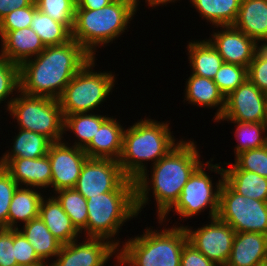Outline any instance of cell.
<instances>
[{"label": "cell", "instance_id": "1", "mask_svg": "<svg viewBox=\"0 0 267 266\" xmlns=\"http://www.w3.org/2000/svg\"><path fill=\"white\" fill-rule=\"evenodd\" d=\"M184 139L180 138L176 146L149 167L150 171L147 169L135 180L136 207L140 216L146 205L151 204L149 197L152 196L156 204L154 213L160 220L175 205L190 176L204 162L197 142Z\"/></svg>", "mask_w": 267, "mask_h": 266}, {"label": "cell", "instance_id": "2", "mask_svg": "<svg viewBox=\"0 0 267 266\" xmlns=\"http://www.w3.org/2000/svg\"><path fill=\"white\" fill-rule=\"evenodd\" d=\"M92 56L74 39L46 47L19 65L20 91L59 99L66 85Z\"/></svg>", "mask_w": 267, "mask_h": 266}, {"label": "cell", "instance_id": "3", "mask_svg": "<svg viewBox=\"0 0 267 266\" xmlns=\"http://www.w3.org/2000/svg\"><path fill=\"white\" fill-rule=\"evenodd\" d=\"M168 122L145 117L128 128L124 126L118 162L127 178L135 181L148 169V162L151 161L150 166L154 165L180 142L175 139Z\"/></svg>", "mask_w": 267, "mask_h": 266}, {"label": "cell", "instance_id": "4", "mask_svg": "<svg viewBox=\"0 0 267 266\" xmlns=\"http://www.w3.org/2000/svg\"><path fill=\"white\" fill-rule=\"evenodd\" d=\"M156 223L163 228L146 227L143 234L125 239L118 249V266H180L188 242L183 224L177 221L167 227L168 223L160 220Z\"/></svg>", "mask_w": 267, "mask_h": 266}, {"label": "cell", "instance_id": "5", "mask_svg": "<svg viewBox=\"0 0 267 266\" xmlns=\"http://www.w3.org/2000/svg\"><path fill=\"white\" fill-rule=\"evenodd\" d=\"M135 15L133 0H114L98 10L75 9L71 38L96 58L98 48L109 46L129 31Z\"/></svg>", "mask_w": 267, "mask_h": 266}, {"label": "cell", "instance_id": "6", "mask_svg": "<svg viewBox=\"0 0 267 266\" xmlns=\"http://www.w3.org/2000/svg\"><path fill=\"white\" fill-rule=\"evenodd\" d=\"M87 211V237L107 239L119 248L122 226L139 216L135 181L127 178L115 191L90 197Z\"/></svg>", "mask_w": 267, "mask_h": 266}, {"label": "cell", "instance_id": "7", "mask_svg": "<svg viewBox=\"0 0 267 266\" xmlns=\"http://www.w3.org/2000/svg\"><path fill=\"white\" fill-rule=\"evenodd\" d=\"M215 157L203 162L190 176L183 187L180 197L175 205L160 219L161 222L169 223L170 212L180 216L179 219L187 221L202 212L208 211V218H215L218 214L220 190L224 182L222 162L213 164ZM206 169L208 172H205ZM210 172L220 175L216 183H213ZM215 184V185H214ZM208 207V208H207ZM185 218V219H184ZM167 219V220H166Z\"/></svg>", "mask_w": 267, "mask_h": 266}, {"label": "cell", "instance_id": "8", "mask_svg": "<svg viewBox=\"0 0 267 266\" xmlns=\"http://www.w3.org/2000/svg\"><path fill=\"white\" fill-rule=\"evenodd\" d=\"M96 60L97 57H92L74 75L58 99L64 117L75 113L100 111L98 107L103 106L108 96L113 94L117 82L115 71L95 70Z\"/></svg>", "mask_w": 267, "mask_h": 266}, {"label": "cell", "instance_id": "9", "mask_svg": "<svg viewBox=\"0 0 267 266\" xmlns=\"http://www.w3.org/2000/svg\"><path fill=\"white\" fill-rule=\"evenodd\" d=\"M7 112L17 126L60 142L64 138V116L58 99L18 92Z\"/></svg>", "mask_w": 267, "mask_h": 266}, {"label": "cell", "instance_id": "10", "mask_svg": "<svg viewBox=\"0 0 267 266\" xmlns=\"http://www.w3.org/2000/svg\"><path fill=\"white\" fill-rule=\"evenodd\" d=\"M217 217L235 232L267 235V202L240 195L225 181L220 190Z\"/></svg>", "mask_w": 267, "mask_h": 266}, {"label": "cell", "instance_id": "11", "mask_svg": "<svg viewBox=\"0 0 267 266\" xmlns=\"http://www.w3.org/2000/svg\"><path fill=\"white\" fill-rule=\"evenodd\" d=\"M210 221V222H209ZM188 242L218 266H225L230 258L235 230L218 217L208 219L207 224L194 228L183 226Z\"/></svg>", "mask_w": 267, "mask_h": 266}, {"label": "cell", "instance_id": "12", "mask_svg": "<svg viewBox=\"0 0 267 266\" xmlns=\"http://www.w3.org/2000/svg\"><path fill=\"white\" fill-rule=\"evenodd\" d=\"M81 240L79 238L68 244H62L60 252L50 265L106 266L109 260L114 258L116 264L113 266H118L119 248L114 243L104 238L82 237Z\"/></svg>", "mask_w": 267, "mask_h": 266}, {"label": "cell", "instance_id": "13", "mask_svg": "<svg viewBox=\"0 0 267 266\" xmlns=\"http://www.w3.org/2000/svg\"><path fill=\"white\" fill-rule=\"evenodd\" d=\"M267 117V94L248 78L225 97L222 116L216 121L265 122Z\"/></svg>", "mask_w": 267, "mask_h": 266}, {"label": "cell", "instance_id": "14", "mask_svg": "<svg viewBox=\"0 0 267 266\" xmlns=\"http://www.w3.org/2000/svg\"><path fill=\"white\" fill-rule=\"evenodd\" d=\"M127 177L114 159L88 158L74 187L86 199L115 191Z\"/></svg>", "mask_w": 267, "mask_h": 266}, {"label": "cell", "instance_id": "15", "mask_svg": "<svg viewBox=\"0 0 267 266\" xmlns=\"http://www.w3.org/2000/svg\"><path fill=\"white\" fill-rule=\"evenodd\" d=\"M69 142L66 138L53 142L47 153L51 164L50 188L53 194L63 189H74L83 164L89 158L83 149L71 145L70 138Z\"/></svg>", "mask_w": 267, "mask_h": 266}, {"label": "cell", "instance_id": "16", "mask_svg": "<svg viewBox=\"0 0 267 266\" xmlns=\"http://www.w3.org/2000/svg\"><path fill=\"white\" fill-rule=\"evenodd\" d=\"M213 28H217L216 32H211L209 39H206L218 51L223 62L237 64L248 69L260 45L233 25L214 26Z\"/></svg>", "mask_w": 267, "mask_h": 266}, {"label": "cell", "instance_id": "17", "mask_svg": "<svg viewBox=\"0 0 267 266\" xmlns=\"http://www.w3.org/2000/svg\"><path fill=\"white\" fill-rule=\"evenodd\" d=\"M0 57L18 65L39 55L46 47L31 27L0 31Z\"/></svg>", "mask_w": 267, "mask_h": 266}, {"label": "cell", "instance_id": "18", "mask_svg": "<svg viewBox=\"0 0 267 266\" xmlns=\"http://www.w3.org/2000/svg\"><path fill=\"white\" fill-rule=\"evenodd\" d=\"M4 168L10 173L19 186L35 187L50 192L51 164L48 155L36 158H13Z\"/></svg>", "mask_w": 267, "mask_h": 266}, {"label": "cell", "instance_id": "19", "mask_svg": "<svg viewBox=\"0 0 267 266\" xmlns=\"http://www.w3.org/2000/svg\"><path fill=\"white\" fill-rule=\"evenodd\" d=\"M113 117L110 115L101 124L91 142L83 149L89 158L119 160L125 128L120 120Z\"/></svg>", "mask_w": 267, "mask_h": 266}, {"label": "cell", "instance_id": "20", "mask_svg": "<svg viewBox=\"0 0 267 266\" xmlns=\"http://www.w3.org/2000/svg\"><path fill=\"white\" fill-rule=\"evenodd\" d=\"M185 80L184 100L182 102H187L193 107L217 109L212 119V121L216 122L224 111L225 96L213 79L190 74Z\"/></svg>", "mask_w": 267, "mask_h": 266}, {"label": "cell", "instance_id": "21", "mask_svg": "<svg viewBox=\"0 0 267 266\" xmlns=\"http://www.w3.org/2000/svg\"><path fill=\"white\" fill-rule=\"evenodd\" d=\"M267 263V235L236 232L225 266H261Z\"/></svg>", "mask_w": 267, "mask_h": 266}, {"label": "cell", "instance_id": "22", "mask_svg": "<svg viewBox=\"0 0 267 266\" xmlns=\"http://www.w3.org/2000/svg\"><path fill=\"white\" fill-rule=\"evenodd\" d=\"M233 26L259 45H267V0H241Z\"/></svg>", "mask_w": 267, "mask_h": 266}, {"label": "cell", "instance_id": "23", "mask_svg": "<svg viewBox=\"0 0 267 266\" xmlns=\"http://www.w3.org/2000/svg\"><path fill=\"white\" fill-rule=\"evenodd\" d=\"M48 197H47V196ZM43 197L40 204L39 217L43 220L48 230L62 244H68L81 238V234L72 225V222L61 203L50 192Z\"/></svg>", "mask_w": 267, "mask_h": 266}, {"label": "cell", "instance_id": "24", "mask_svg": "<svg viewBox=\"0 0 267 266\" xmlns=\"http://www.w3.org/2000/svg\"><path fill=\"white\" fill-rule=\"evenodd\" d=\"M18 134L12 137L13 145L0 157V166L4 167L13 158L36 159L47 155L50 145L53 143L49 138L26 129L17 130Z\"/></svg>", "mask_w": 267, "mask_h": 266}, {"label": "cell", "instance_id": "25", "mask_svg": "<svg viewBox=\"0 0 267 266\" xmlns=\"http://www.w3.org/2000/svg\"><path fill=\"white\" fill-rule=\"evenodd\" d=\"M38 189L23 186L16 189L10 203L8 228L18 229L21 224L39 216L40 204L45 194L43 190L39 191Z\"/></svg>", "mask_w": 267, "mask_h": 266}, {"label": "cell", "instance_id": "26", "mask_svg": "<svg viewBox=\"0 0 267 266\" xmlns=\"http://www.w3.org/2000/svg\"><path fill=\"white\" fill-rule=\"evenodd\" d=\"M187 55L191 74L214 79L216 73L224 63L222 57L213 45L204 38L203 40L187 41Z\"/></svg>", "mask_w": 267, "mask_h": 266}, {"label": "cell", "instance_id": "27", "mask_svg": "<svg viewBox=\"0 0 267 266\" xmlns=\"http://www.w3.org/2000/svg\"><path fill=\"white\" fill-rule=\"evenodd\" d=\"M18 230L33 246L38 258L44 264L53 262L60 252L62 243L53 236L39 216L21 225Z\"/></svg>", "mask_w": 267, "mask_h": 266}, {"label": "cell", "instance_id": "28", "mask_svg": "<svg viewBox=\"0 0 267 266\" xmlns=\"http://www.w3.org/2000/svg\"><path fill=\"white\" fill-rule=\"evenodd\" d=\"M223 168L224 181L238 194L267 202V178L247 170H239L233 163ZM228 167V168H227Z\"/></svg>", "mask_w": 267, "mask_h": 266}, {"label": "cell", "instance_id": "29", "mask_svg": "<svg viewBox=\"0 0 267 266\" xmlns=\"http://www.w3.org/2000/svg\"><path fill=\"white\" fill-rule=\"evenodd\" d=\"M199 17L213 26L233 25L241 0H188Z\"/></svg>", "mask_w": 267, "mask_h": 266}, {"label": "cell", "instance_id": "30", "mask_svg": "<svg viewBox=\"0 0 267 266\" xmlns=\"http://www.w3.org/2000/svg\"><path fill=\"white\" fill-rule=\"evenodd\" d=\"M109 117V115H102L95 112L75 113L64 117V136L72 133V146L84 149L97 133L101 124Z\"/></svg>", "mask_w": 267, "mask_h": 266}, {"label": "cell", "instance_id": "31", "mask_svg": "<svg viewBox=\"0 0 267 266\" xmlns=\"http://www.w3.org/2000/svg\"><path fill=\"white\" fill-rule=\"evenodd\" d=\"M53 195L61 203L76 230L82 237H87V199L75 189L59 190Z\"/></svg>", "mask_w": 267, "mask_h": 266}, {"label": "cell", "instance_id": "32", "mask_svg": "<svg viewBox=\"0 0 267 266\" xmlns=\"http://www.w3.org/2000/svg\"><path fill=\"white\" fill-rule=\"evenodd\" d=\"M30 27L40 37L45 47L62 45L72 39L71 31L64 24L53 20L38 9L33 13Z\"/></svg>", "mask_w": 267, "mask_h": 266}, {"label": "cell", "instance_id": "33", "mask_svg": "<svg viewBox=\"0 0 267 266\" xmlns=\"http://www.w3.org/2000/svg\"><path fill=\"white\" fill-rule=\"evenodd\" d=\"M227 123H234V127L236 126V130L233 132L237 141L233 150L234 156L243 151L267 145V128L265 122L227 121Z\"/></svg>", "mask_w": 267, "mask_h": 266}, {"label": "cell", "instance_id": "34", "mask_svg": "<svg viewBox=\"0 0 267 266\" xmlns=\"http://www.w3.org/2000/svg\"><path fill=\"white\" fill-rule=\"evenodd\" d=\"M19 91V65L0 57V106L5 105V113Z\"/></svg>", "mask_w": 267, "mask_h": 266}, {"label": "cell", "instance_id": "35", "mask_svg": "<svg viewBox=\"0 0 267 266\" xmlns=\"http://www.w3.org/2000/svg\"><path fill=\"white\" fill-rule=\"evenodd\" d=\"M37 9L53 20L64 24L70 31L73 29L76 0H34Z\"/></svg>", "mask_w": 267, "mask_h": 266}, {"label": "cell", "instance_id": "36", "mask_svg": "<svg viewBox=\"0 0 267 266\" xmlns=\"http://www.w3.org/2000/svg\"><path fill=\"white\" fill-rule=\"evenodd\" d=\"M247 78V68L231 63H223L213 81L226 97L240 86Z\"/></svg>", "mask_w": 267, "mask_h": 266}, {"label": "cell", "instance_id": "37", "mask_svg": "<svg viewBox=\"0 0 267 266\" xmlns=\"http://www.w3.org/2000/svg\"><path fill=\"white\" fill-rule=\"evenodd\" d=\"M239 170H247L267 178V145L243 151L233 163Z\"/></svg>", "mask_w": 267, "mask_h": 266}, {"label": "cell", "instance_id": "38", "mask_svg": "<svg viewBox=\"0 0 267 266\" xmlns=\"http://www.w3.org/2000/svg\"><path fill=\"white\" fill-rule=\"evenodd\" d=\"M18 187L10 173L0 166V228H8L10 203Z\"/></svg>", "mask_w": 267, "mask_h": 266}, {"label": "cell", "instance_id": "39", "mask_svg": "<svg viewBox=\"0 0 267 266\" xmlns=\"http://www.w3.org/2000/svg\"><path fill=\"white\" fill-rule=\"evenodd\" d=\"M247 78L267 94V45H260L247 69Z\"/></svg>", "mask_w": 267, "mask_h": 266}, {"label": "cell", "instance_id": "40", "mask_svg": "<svg viewBox=\"0 0 267 266\" xmlns=\"http://www.w3.org/2000/svg\"><path fill=\"white\" fill-rule=\"evenodd\" d=\"M13 244H15V259L18 266H40L44 264L38 258L33 246L18 229H13Z\"/></svg>", "mask_w": 267, "mask_h": 266}, {"label": "cell", "instance_id": "41", "mask_svg": "<svg viewBox=\"0 0 267 266\" xmlns=\"http://www.w3.org/2000/svg\"><path fill=\"white\" fill-rule=\"evenodd\" d=\"M37 10L35 1L27 7L15 9L0 21V31H12L31 26L33 13Z\"/></svg>", "mask_w": 267, "mask_h": 266}, {"label": "cell", "instance_id": "42", "mask_svg": "<svg viewBox=\"0 0 267 266\" xmlns=\"http://www.w3.org/2000/svg\"><path fill=\"white\" fill-rule=\"evenodd\" d=\"M0 266H18L15 259L13 229L0 228Z\"/></svg>", "mask_w": 267, "mask_h": 266}, {"label": "cell", "instance_id": "43", "mask_svg": "<svg viewBox=\"0 0 267 266\" xmlns=\"http://www.w3.org/2000/svg\"><path fill=\"white\" fill-rule=\"evenodd\" d=\"M180 266H218L210 261L204 254L187 242L181 255Z\"/></svg>", "mask_w": 267, "mask_h": 266}, {"label": "cell", "instance_id": "44", "mask_svg": "<svg viewBox=\"0 0 267 266\" xmlns=\"http://www.w3.org/2000/svg\"><path fill=\"white\" fill-rule=\"evenodd\" d=\"M34 0H0V21L11 11L30 6Z\"/></svg>", "mask_w": 267, "mask_h": 266}, {"label": "cell", "instance_id": "45", "mask_svg": "<svg viewBox=\"0 0 267 266\" xmlns=\"http://www.w3.org/2000/svg\"><path fill=\"white\" fill-rule=\"evenodd\" d=\"M114 0H76V9L98 10L108 6Z\"/></svg>", "mask_w": 267, "mask_h": 266}, {"label": "cell", "instance_id": "46", "mask_svg": "<svg viewBox=\"0 0 267 266\" xmlns=\"http://www.w3.org/2000/svg\"><path fill=\"white\" fill-rule=\"evenodd\" d=\"M181 1V0H179ZM178 0H145V4H147L148 8H155L157 9L158 7H163L164 5L166 6L167 4L169 3H177L179 2ZM141 1L140 0H133V3H134V9H135V12L137 13L138 11H140V8H139V4ZM157 7V8H156ZM139 8V9H138Z\"/></svg>", "mask_w": 267, "mask_h": 266}, {"label": "cell", "instance_id": "47", "mask_svg": "<svg viewBox=\"0 0 267 266\" xmlns=\"http://www.w3.org/2000/svg\"><path fill=\"white\" fill-rule=\"evenodd\" d=\"M40 266H51L50 264H43V265H40Z\"/></svg>", "mask_w": 267, "mask_h": 266}]
</instances>
